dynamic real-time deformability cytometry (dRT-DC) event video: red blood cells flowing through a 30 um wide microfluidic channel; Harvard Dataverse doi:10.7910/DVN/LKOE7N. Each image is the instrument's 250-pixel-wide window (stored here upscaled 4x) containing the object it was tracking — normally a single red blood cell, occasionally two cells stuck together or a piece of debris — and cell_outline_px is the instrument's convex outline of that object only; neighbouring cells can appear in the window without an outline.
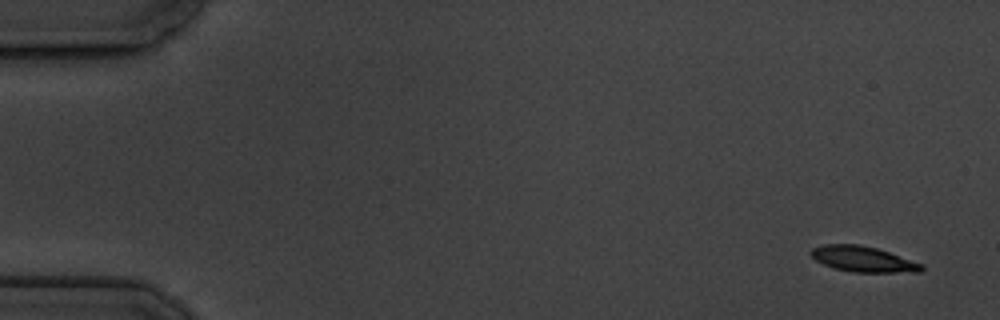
{"species": "common noctule bat (a hibernating species)", "species_latin": "Nyctalus noctula", "temperature_condition": "cold", "stored_images_in_passage": 5, "camera_frame_rate_fps": 3000, "um_per_image_px": 0.085, "animal": {"sex": "male", "body_mass_g": 19.5, "forearm_length_mm": 54.6}, "frame": {"image": 1, "passage_image": 1, "time_ms": 0.0, "image_size_px": [1000, 320], "cell_outline_px": [[924, 268], [920, 272], [852, 272], [836, 268], [824, 264], [816, 260], [808, 252], [812, 248], [824, 244], [860, 244], [876, 248], [924, 264]], "centroid_in_image_um": [73.36, 22.02], "position_along_channel_um": 11.6, "area_um2": 16.42}}
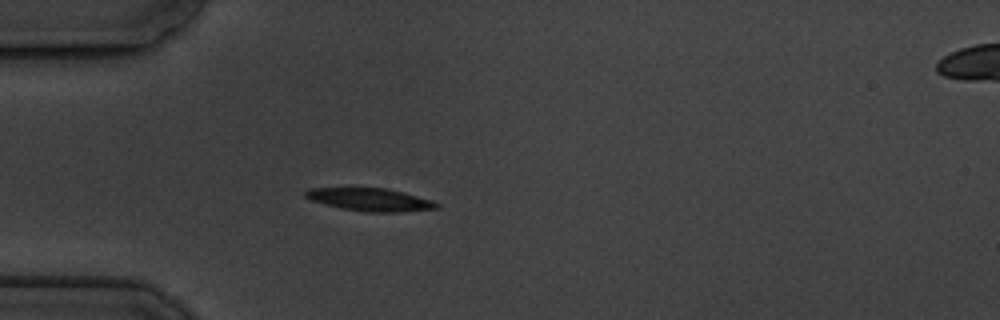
{"frame": {"image": 2, "passage_image": 5, "time_ms": 4.667, "image_size_px": [1000, 320], "cell_outline_px": [[440, 208], [400, 212], [368, 212], [344, 208], [324, 204], [312, 200], [304, 196], [304, 192], [308, 188], [384, 188], [404, 192], [432, 200], [440, 204]], "centroid_in_image_um": [31.5, 16.96], "position_along_channel_um": 53.5, "area_um2": 17.34}}